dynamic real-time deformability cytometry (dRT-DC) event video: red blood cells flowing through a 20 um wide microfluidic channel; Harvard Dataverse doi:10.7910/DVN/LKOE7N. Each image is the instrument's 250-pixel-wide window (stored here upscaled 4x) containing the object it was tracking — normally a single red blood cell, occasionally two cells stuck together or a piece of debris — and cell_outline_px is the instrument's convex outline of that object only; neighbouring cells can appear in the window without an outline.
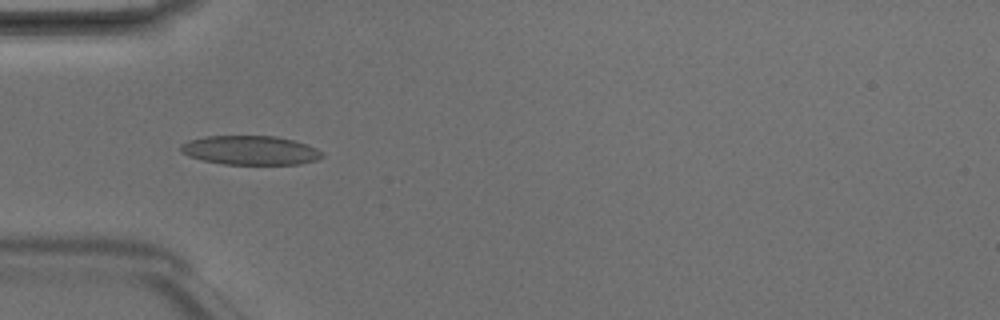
{"species": "Egyptian fruit bat (a non-hibernating species)", "species_latin": "Rousettus aegyptiacus", "temperature_condition": "room temperature", "stored_images_in_passage": 5, "camera_frame_rate_fps": 3000, "um_per_image_px": 0.085, "animal": {"sex": "male"}, "frame": {"image": 1, "passage_image": 4, "time_ms": 1.0, "image_size_px": [1000, 320], "cell_outline_px": [[324, 156], [316, 160], [300, 164], [224, 164], [204, 160], [188, 156], [180, 152], [180, 144], [188, 140], [204, 136], [276, 136], [292, 140], [316, 148], [324, 152]], "centroid_in_image_um": [21.25, 12.77], "position_along_channel_um": 63.7, "area_um2": 23.99}}